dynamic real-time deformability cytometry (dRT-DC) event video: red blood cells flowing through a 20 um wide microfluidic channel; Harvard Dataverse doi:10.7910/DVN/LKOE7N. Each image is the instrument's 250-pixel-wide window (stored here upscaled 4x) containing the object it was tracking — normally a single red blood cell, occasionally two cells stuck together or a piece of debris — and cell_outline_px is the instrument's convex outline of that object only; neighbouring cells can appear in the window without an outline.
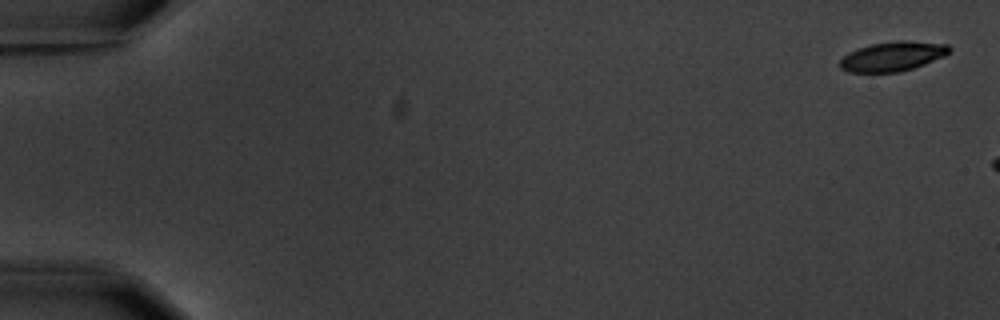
{"species": "common noctule bat (a hibernating species)", "species_latin": "Nyctalus noctula", "temperature_condition": "warm", "stored_images_in_passage": 3, "camera_frame_rate_fps": 3000, "um_per_image_px": 0.085, "animal": {"sex": "male", "body_mass_g": 20.1, "forearm_length_mm": 53.5}, "frame": {"image": 1, "passage_image": 1, "time_ms": 0.0, "image_size_px": [1000, 320], "cell_outline_px": [[952, 48], [944, 56], [924, 64], [900, 72], [848, 72], [840, 68], [840, 60], [848, 52], [872, 44], [896, 40], [908, 40], [948, 44]], "centroid_in_image_um": [75.88, 4.78], "position_along_channel_um": 9.1, "area_um2": 18.79}}